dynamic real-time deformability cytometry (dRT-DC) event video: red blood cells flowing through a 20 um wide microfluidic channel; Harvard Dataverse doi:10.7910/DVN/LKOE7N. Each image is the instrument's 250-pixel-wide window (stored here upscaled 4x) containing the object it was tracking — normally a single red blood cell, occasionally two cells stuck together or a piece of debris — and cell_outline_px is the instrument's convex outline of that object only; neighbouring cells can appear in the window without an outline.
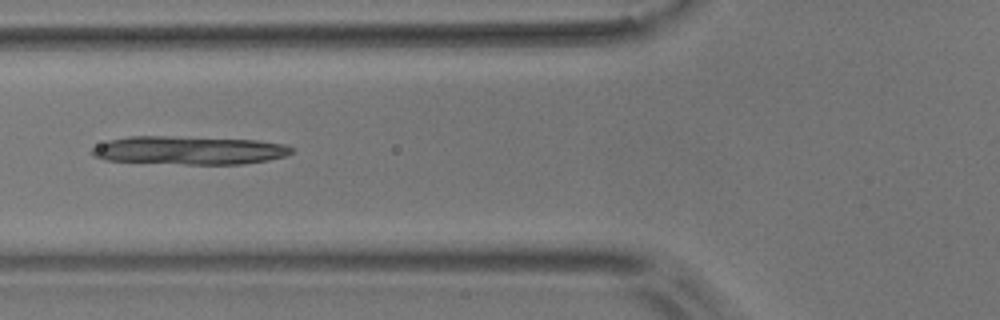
{"species": "common noctule bat (a hibernating species)", "species_latin": "Nyctalus noctula", "temperature_condition": "room temperature", "stored_images_in_passage": 3, "camera_frame_rate_fps": 3000, "um_per_image_px": 0.085, "animal": {"sex": "male", "body_mass_g": 17.9}, "frame": {"image": 1, "passage_image": 3, "time_ms": 2.333, "image_size_px": [1000, 320], "cell_outline_px": [[296, 148], [288, 156], [268, 160], [244, 164], [184, 164], [104, 160], [92, 156], [92, 148], [108, 140], [128, 136], [164, 136], [256, 140], [284, 144]], "centroid_in_image_um": [16.11, 12.78], "position_along_channel_um": 109.7, "area_um2": 33.06}}